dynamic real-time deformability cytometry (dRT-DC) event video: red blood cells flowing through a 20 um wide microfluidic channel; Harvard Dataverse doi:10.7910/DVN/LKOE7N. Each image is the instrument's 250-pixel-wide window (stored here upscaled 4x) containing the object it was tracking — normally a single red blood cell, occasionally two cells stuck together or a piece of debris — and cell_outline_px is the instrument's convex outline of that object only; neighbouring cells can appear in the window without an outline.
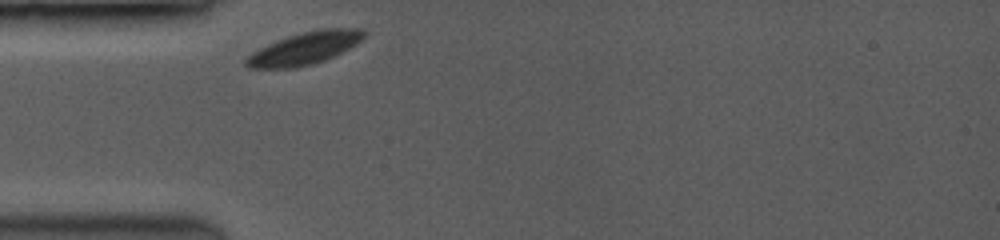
{"species": "common noctule bat (a hibernating species)", "species_latin": "Nyctalus noctula", "temperature_condition": "room temperature", "stored_images_in_passage": 23, "camera_frame_rate_fps": 3500, "um_per_image_px": 0.085, "animal": {"sex": "female", "body_mass_g": 19.0, "forearm_length_mm": 53.3}, "frame": {"image": 1, "passage_image": 1, "time_ms": 0.0, "image_size_px": [1000, 240], "cell_outline_px": [[368, 36], [364, 40], [324, 60], [312, 64], [292, 68], [248, 68], [244, 64], [244, 60], [252, 52], [276, 40], [288, 36], [320, 28], [364, 28], [368, 32]], "centroid_in_image_um": [25.94, 4.08], "position_along_channel_um": 59.1, "area_um2": 22.31}}
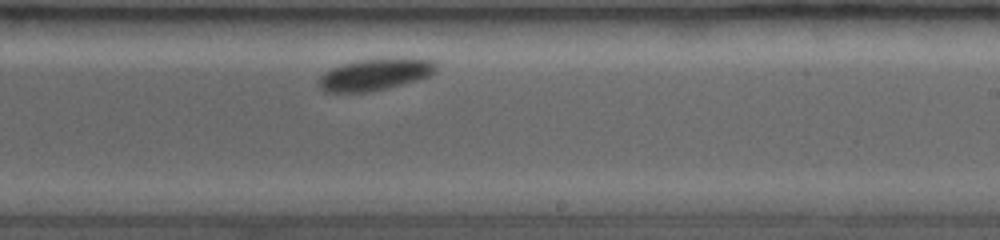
{"frame": {"image": 2, "passage_image": 13, "time_ms": 5.429, "image_size_px": [1000, 240], "cell_outline_px": [[436, 72], [428, 76], [416, 80], [384, 88], [364, 92], [332, 92], [320, 88], [320, 76], [324, 72], [332, 68], [356, 60], [436, 60]], "centroid_in_image_um": [31.85, 6.35], "position_along_channel_um": 257.2, "area_um2": 20.58}}
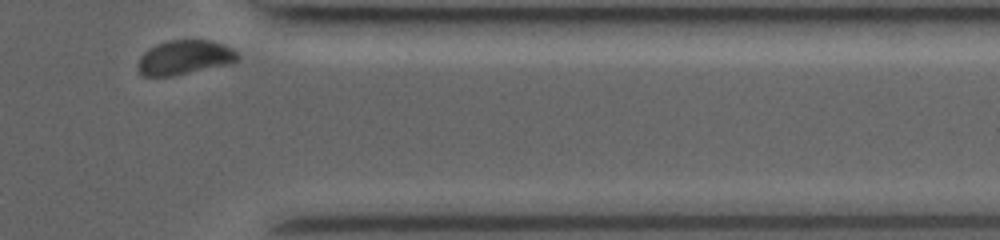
{"frame": {"image": 3, "passage_image": 23, "time_ms": 9.143, "image_size_px": [1000, 240], "cell_outline_px": [[240, 56], [236, 60], [224, 64], [172, 76], [144, 76], [140, 72], [140, 56], [144, 52], [160, 44], [172, 40], [208, 40], [224, 44], [232, 48]], "centroid_in_image_um": [15.7, 4.87], "position_along_channel_um": 395.7, "area_um2": 19.19}}